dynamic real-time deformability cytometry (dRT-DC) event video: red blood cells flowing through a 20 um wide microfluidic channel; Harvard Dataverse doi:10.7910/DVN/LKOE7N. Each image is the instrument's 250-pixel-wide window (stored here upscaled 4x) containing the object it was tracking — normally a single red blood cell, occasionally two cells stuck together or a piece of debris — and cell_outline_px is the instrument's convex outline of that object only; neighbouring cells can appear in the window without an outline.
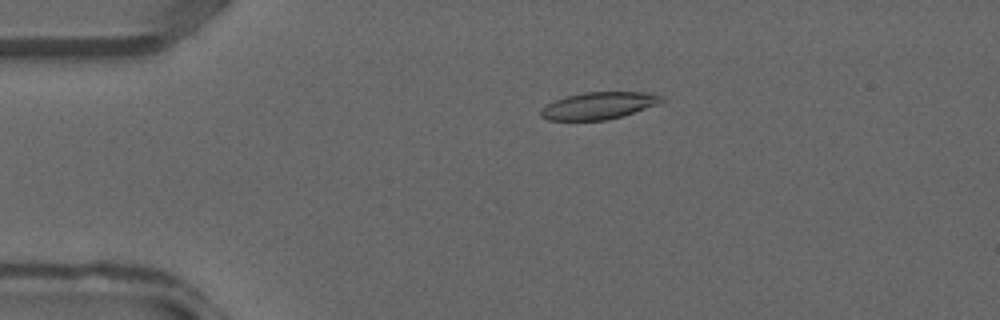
{"species": "common noctule bat (a hibernating species)", "species_latin": "Nyctalus noctula", "temperature_condition": "warm", "stored_images_in_passage": 32, "camera_frame_rate_fps": 3000, "um_per_image_px": 0.085, "animal": {"sex": "male", "forearm_length_mm": 52.5}, "frame": {"image": 1, "passage_image": 2, "time_ms": 0.333, "image_size_px": [1000, 320], "cell_outline_px": [[664, 100], [656, 104], [608, 120], [548, 120], [540, 116], [540, 112], [548, 104], [556, 100], [568, 96], [584, 92], [656, 92]], "centroid_in_image_um": [50.89, 8.97], "position_along_channel_um": 34.1, "area_um2": 18.67}}
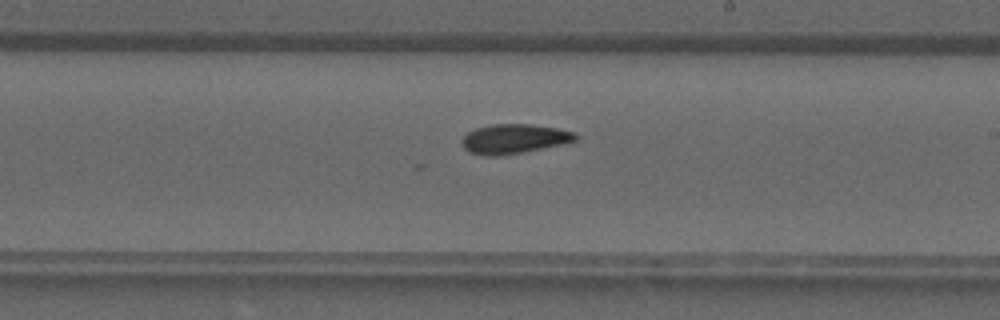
{"frame": {"image": 2, "passage_image": 16, "time_ms": 5.0, "image_size_px": [1000, 320], "cell_outline_px": [[580, 136], [576, 140], [564, 144], [524, 152], [500, 156], [484, 156], [468, 152], [460, 144], [460, 140], [468, 132], [476, 128], [492, 124], [532, 124], [556, 128], [576, 132]], "centroid_in_image_um": [43.69, 11.81], "position_along_channel_um": 245.3, "area_um2": 19.88}}
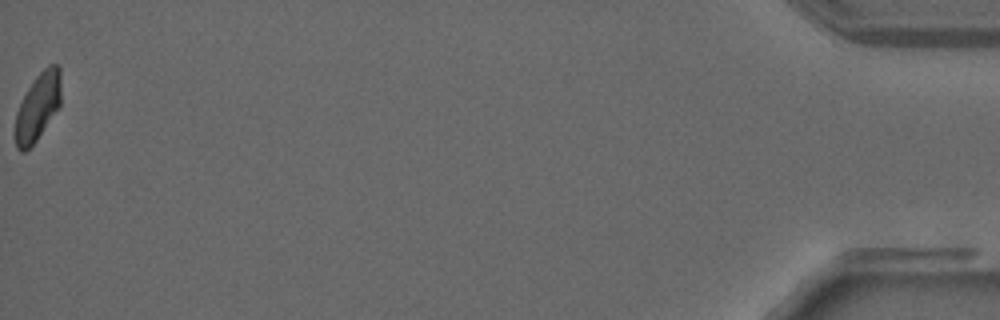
{"frame": {"image": 3, "passage_image": 32, "time_ms": 10.333, "image_size_px": [1000, 320], "cell_outline_px": [[60, 104], [36, 140], [24, 152], [20, 152], [16, 148], [12, 136], [12, 132], [16, 112], [28, 88], [36, 76], [48, 64], [56, 64], [60, 68]], "centroid_in_image_um": [3.15, 9.12], "position_along_channel_um": 432.1, "area_um2": 18.03}}